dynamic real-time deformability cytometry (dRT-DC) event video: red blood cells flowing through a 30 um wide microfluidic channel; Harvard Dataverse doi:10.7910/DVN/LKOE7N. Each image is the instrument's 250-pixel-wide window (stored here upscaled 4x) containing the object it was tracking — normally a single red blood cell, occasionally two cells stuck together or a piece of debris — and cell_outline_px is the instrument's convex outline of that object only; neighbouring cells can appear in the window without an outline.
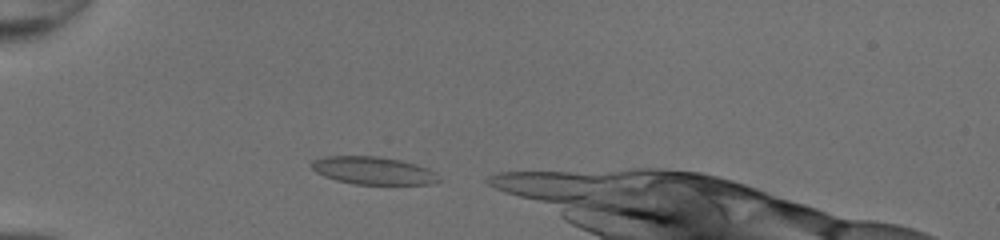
{"species": "common noctule bat (a hibernating species)", "species_latin": "Nyctalus noctula", "temperature_condition": "room temperature", "stored_images_in_passage": 22, "camera_frame_rate_fps": 3000, "um_per_image_px": 0.085, "animal": {"sex": "female", "body_mass_g": 20.0, "forearm_length_mm": 54.0}, "frame": {"image": 1, "passage_image": 2, "time_ms": 0.333, "image_size_px": [1000, 240], "cell_outline_px": [[444, 180], [432, 184], [352, 184], [336, 180], [324, 176], [316, 172], [312, 168], [312, 160], [324, 156], [380, 156], [400, 160], [416, 164], [428, 168], [436, 172]], "centroid_in_image_um": [31.78, 14.5], "position_along_channel_um": 53.2, "area_um2": 20.81}}
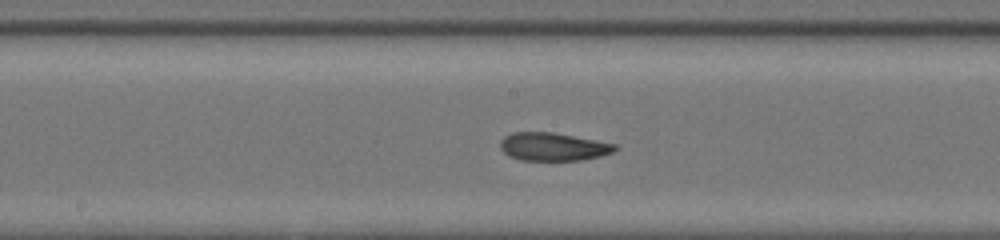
{"frame": {"image": 2, "passage_image": 14, "time_ms": 4.333, "image_size_px": [1000, 240], "cell_outline_px": [[620, 148], [612, 152], [600, 156], [580, 160], [520, 160], [508, 156], [500, 148], [500, 140], [504, 136], [512, 132], [552, 132], [596, 140], [616, 144]], "centroid_in_image_um": [47.0, 12.47], "position_along_channel_um": 201.2, "area_um2": 18.84}}
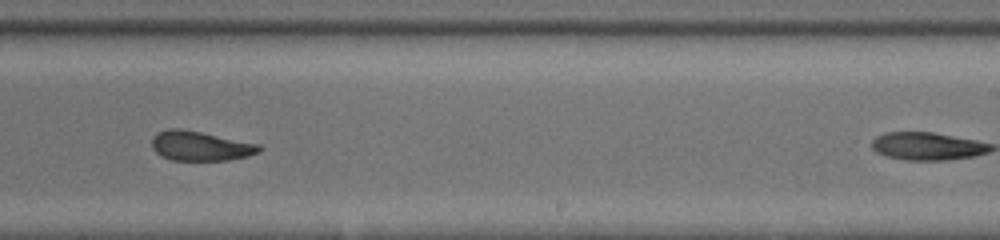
{"frame": {"image": 3, "passage_image": 19, "time_ms": 6.0, "image_size_px": [1000, 240], "cell_outline_px": [[260, 152], [248, 156], [228, 160], [172, 160], [160, 156], [152, 148], [152, 136], [156, 132], [168, 128], [180, 128], [260, 144]], "centroid_in_image_um": [16.99, 12.4], "position_along_channel_um": 272.0, "area_um2": 18.55}}